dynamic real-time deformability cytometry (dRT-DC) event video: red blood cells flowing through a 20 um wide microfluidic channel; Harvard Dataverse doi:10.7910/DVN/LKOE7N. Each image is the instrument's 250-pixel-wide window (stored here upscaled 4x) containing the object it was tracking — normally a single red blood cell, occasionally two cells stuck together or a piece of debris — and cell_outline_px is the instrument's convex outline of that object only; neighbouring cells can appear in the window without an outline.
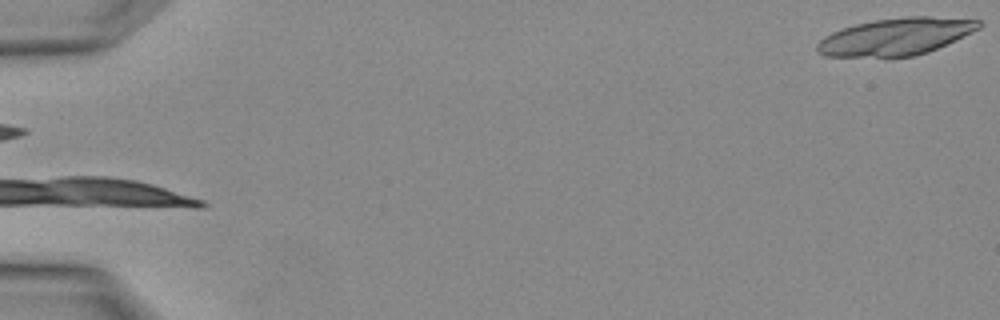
{"species": "Egyptian fruit bat (a non-hibernating species)", "species_latin": "Rousettus aegyptiacus", "temperature_condition": "warm", "stored_images_in_passage": 4, "camera_frame_rate_fps": 3000, "um_per_image_px": 0.085, "animal": {"sex": "female"}, "frame": {"image": 1, "passage_image": 1, "time_ms": 0.0, "image_size_px": [1000, 320], "cell_outline_px": [[984, 24], [980, 28], [936, 48], [912, 56], [824, 56], [816, 52], [816, 44], [824, 36], [832, 32], [856, 24], [872, 20], [908, 16], [928, 16], [980, 20]], "centroid_in_image_um": [76.11, 3.09], "position_along_channel_um": 8.9, "area_um2": 34.51}}